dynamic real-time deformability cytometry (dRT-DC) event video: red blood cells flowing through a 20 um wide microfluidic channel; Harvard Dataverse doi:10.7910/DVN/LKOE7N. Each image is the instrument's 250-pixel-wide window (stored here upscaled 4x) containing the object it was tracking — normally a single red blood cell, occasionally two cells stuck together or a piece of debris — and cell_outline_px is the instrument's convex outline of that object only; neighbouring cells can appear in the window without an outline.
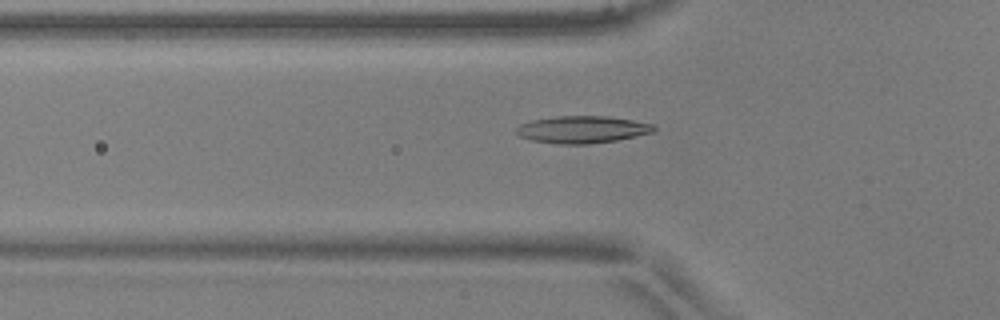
{"species": "common noctule bat (a hibernating species)", "species_latin": "Nyctalus noctula", "temperature_condition": "warm", "stored_images_in_passage": 4, "camera_frame_rate_fps": 3000, "um_per_image_px": 0.085, "animal": {"sex": "male", "body_mass_g": 17.9, "forearm_length_mm": 54.2}, "frame": {"image": 1, "passage_image": 4, "time_ms": 1.0, "image_size_px": [1000, 320], "cell_outline_px": [[656, 128], [652, 132], [636, 136], [616, 140], [588, 144], [560, 144], [532, 140], [520, 136], [516, 132], [516, 128], [520, 124], [532, 120], [556, 116], [608, 116], [632, 120], [652, 124]], "centroid_in_image_um": [49.48, 11.0], "position_along_channel_um": 76.3, "area_um2": 21.62}}